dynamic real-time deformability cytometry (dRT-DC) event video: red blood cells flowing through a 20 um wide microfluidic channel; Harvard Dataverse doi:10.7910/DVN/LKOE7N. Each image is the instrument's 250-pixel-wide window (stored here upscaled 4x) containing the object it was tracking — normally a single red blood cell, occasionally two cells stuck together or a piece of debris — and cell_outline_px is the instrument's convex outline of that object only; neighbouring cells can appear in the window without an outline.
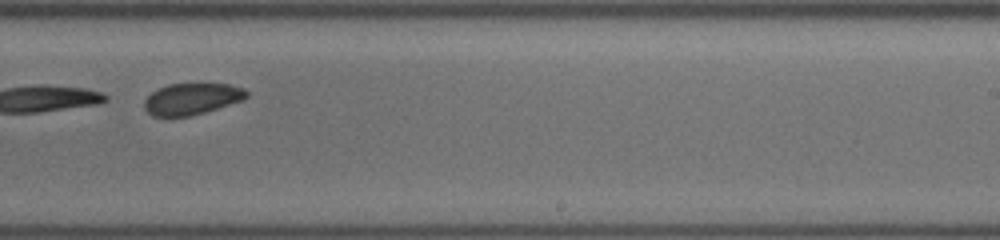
{"species": "common noctule bat (a hibernating species)", "species_latin": "Nyctalus noctula", "temperature_condition": "cold", "stored_images_in_passage": 45, "camera_frame_rate_fps": 3000, "um_per_image_px": 0.085, "animal": {"sex": "female", "body_mass_g": 19.5, "forearm_length_mm": 54.1}, "frame": {"image": 1, "passage_image": 25, "time_ms": 7.333, "image_size_px": [1000, 240], "cell_outline_px": [[248, 96], [244, 100], [192, 116], [152, 116], [144, 108], [144, 100], [152, 92], [168, 84], [228, 84], [244, 88], [248, 92]], "centroid_in_image_um": [16.32, 8.41], "position_along_channel_um": 272.7, "area_um2": 18.73}}